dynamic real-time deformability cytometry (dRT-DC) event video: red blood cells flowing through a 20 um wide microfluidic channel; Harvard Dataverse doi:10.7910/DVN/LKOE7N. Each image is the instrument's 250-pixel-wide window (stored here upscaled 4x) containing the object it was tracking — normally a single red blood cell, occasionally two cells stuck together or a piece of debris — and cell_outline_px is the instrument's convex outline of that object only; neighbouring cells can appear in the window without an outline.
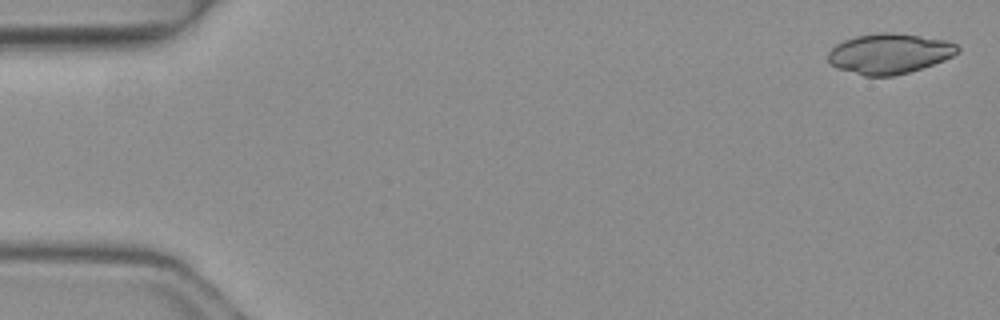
{"species": "common noctule bat (a hibernating species)", "species_latin": "Nyctalus noctula", "temperature_condition": "warm", "stored_images_in_passage": 4, "camera_frame_rate_fps": 3000, "um_per_image_px": 0.085, "animal": {"sex": "female", "body_mass_g": 19.3, "forearm_length_mm": 54.1}, "frame": {"image": 1, "passage_image": 1, "time_ms": 0.0, "image_size_px": [1000, 320], "cell_outline_px": [[960, 52], [944, 60], [908, 72], [892, 76], [864, 76], [836, 68], [828, 60], [828, 52], [836, 44], [844, 40], [856, 36], [876, 32], [892, 32], [948, 40], [956, 44], [960, 48]], "centroid_in_image_um": [75.59, 4.55], "position_along_channel_um": 9.4, "area_um2": 30.4}}